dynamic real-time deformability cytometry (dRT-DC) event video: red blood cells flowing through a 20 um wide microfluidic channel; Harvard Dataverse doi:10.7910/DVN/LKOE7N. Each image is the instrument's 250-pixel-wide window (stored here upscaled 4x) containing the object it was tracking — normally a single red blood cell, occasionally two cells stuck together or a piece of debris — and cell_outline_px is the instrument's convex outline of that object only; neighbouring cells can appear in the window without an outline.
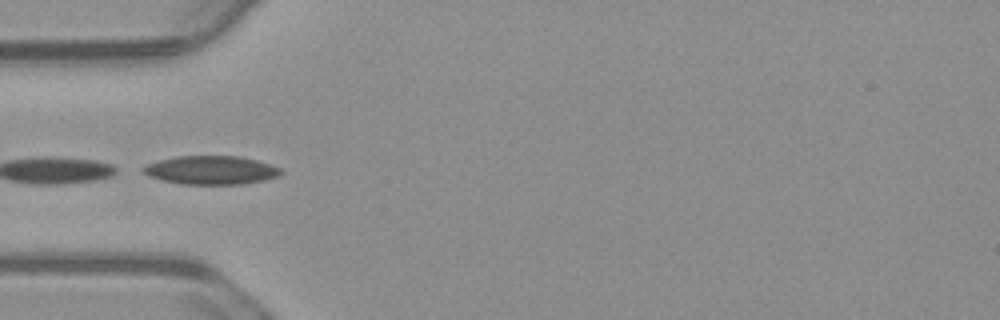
{"species": "common noctule bat (a hibernating species)", "species_latin": "Nyctalus noctula", "temperature_condition": "warm", "stored_images_in_passage": 35, "camera_frame_rate_fps": 3000, "um_per_image_px": 0.085, "animal": {"sex": "male", "body_mass_g": 23.1, "forearm_length_mm": 52.7}, "frame": {"image": 1, "passage_image": 1, "time_ms": 0.0, "image_size_px": [1000, 320], "cell_outline_px": [[284, 172], [276, 176], [264, 180], [240, 184], [180, 184], [160, 180], [148, 176], [140, 168], [148, 164], [160, 160], [180, 156], [236, 156], [256, 160], [280, 168]], "centroid_in_image_um": [17.91, 14.47], "position_along_channel_um": 67.1, "area_um2": 22.72}}
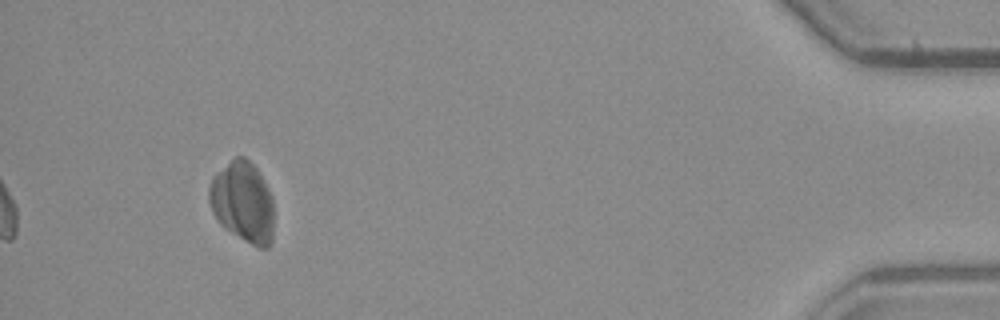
{"frame": {"image": 2, "passage_image": 35, "time_ms": 11.333, "image_size_px": [1000, 320], "cell_outline_px": [[272, 240], [268, 248], [260, 248], [244, 240], [224, 228], [220, 224], [212, 212], [208, 200], [208, 188], [212, 176], [236, 156], [244, 156], [256, 168], [268, 188], [272, 196]], "centroid_in_image_um": [20.61, 17.17], "position_along_channel_um": 414.6, "area_um2": 30.4}}